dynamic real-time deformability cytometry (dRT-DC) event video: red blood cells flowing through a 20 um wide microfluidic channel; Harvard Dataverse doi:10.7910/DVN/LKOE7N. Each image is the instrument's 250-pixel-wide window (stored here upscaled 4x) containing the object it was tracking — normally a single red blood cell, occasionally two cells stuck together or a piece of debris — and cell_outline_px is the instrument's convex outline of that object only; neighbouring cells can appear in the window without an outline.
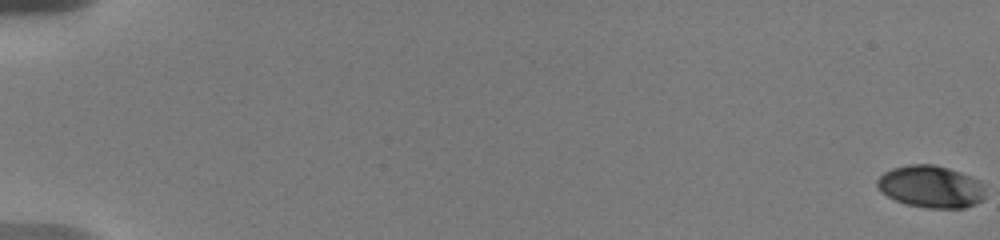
{"species": "human", "species_latin": "Homo sapiens", "temperature_condition": "warm", "stored_images_in_passage": 42, "camera_frame_rate_fps": 3000, "um_per_image_px": 0.085, "donor": {"sex": "male"}, "frame": {"image": 1, "passage_image": 1, "time_ms": 0.0, "image_size_px": [1000, 240], "cell_outline_px": [[984, 200], [976, 204], [964, 208], [924, 208], [904, 204], [880, 192], [876, 184], [876, 180], [884, 172], [892, 168], [908, 164], [932, 164], [948, 168], [960, 172], [980, 180], [984, 192]], "centroid_in_image_um": [79.11, 15.87], "position_along_channel_um": 5.9, "area_um2": 26.82}}
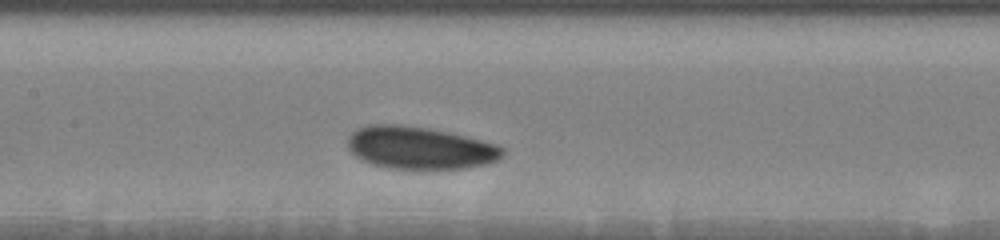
{"frame": {"image": 2, "passage_image": 22, "time_ms": 7.0, "image_size_px": [1000, 240], "cell_outline_px": [[504, 152], [496, 160], [488, 164], [464, 168], [388, 168], [372, 164], [360, 160], [348, 148], [348, 136], [356, 128], [368, 124], [400, 124], [428, 128], [448, 132], [496, 144], [504, 148]], "centroid_in_image_um": [35.63, 12.55], "position_along_channel_um": 171.8, "area_um2": 38.21}}
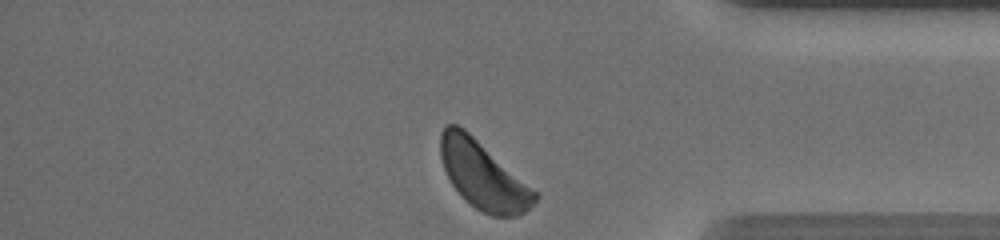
{"frame": {"image": 3, "passage_image": 42, "time_ms": 13.667, "image_size_px": [1000, 240], "cell_outline_px": [[540, 196], [524, 212], [516, 216], [492, 216], [476, 208], [452, 184], [444, 168], [440, 156], [440, 132], [448, 124], [456, 124], [464, 128], [540, 192]], "centroid_in_image_um": [41.11, 14.88], "position_along_channel_um": 394.1, "area_um2": 37.05}, "authors_computed_cell_mechanics": {"area_um2": 37.5411, "velocity_mm_per_s": 3.5292, "shape_relaxation_time_tau1_ms": 2.2645, "shape_relaxation_time_tau2_ms": null, "deformation_change_tau1": 0.0687, "deformation_change_tau2": null}}